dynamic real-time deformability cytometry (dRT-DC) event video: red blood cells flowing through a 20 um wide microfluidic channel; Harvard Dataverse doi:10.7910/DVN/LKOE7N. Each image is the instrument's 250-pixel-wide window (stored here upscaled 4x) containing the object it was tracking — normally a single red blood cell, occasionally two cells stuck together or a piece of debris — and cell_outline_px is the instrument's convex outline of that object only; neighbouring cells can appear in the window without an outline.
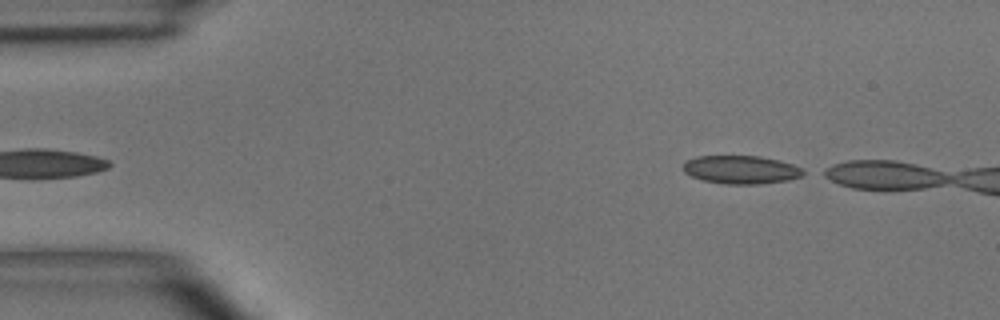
{"species": "common noctule bat (a hibernating species)", "species_latin": "Nyctalus noctula", "temperature_condition": "room temperature", "stored_images_in_passage": 4, "camera_frame_rate_fps": 3000, "um_per_image_px": 0.085, "animal": {"sex": "male", "body_mass_g": 15.6}, "frame": {"image": 1, "passage_image": 1, "time_ms": 0.0, "image_size_px": [1000, 320], "cell_outline_px": [[808, 172], [800, 176], [788, 180], [760, 184], [724, 184], [704, 180], [692, 176], [684, 172], [680, 168], [688, 160], [696, 156], [760, 156], [792, 164], [804, 168]], "centroid_in_image_um": [63.0, 14.42], "position_along_channel_um": 22.0, "area_um2": 19.83}}